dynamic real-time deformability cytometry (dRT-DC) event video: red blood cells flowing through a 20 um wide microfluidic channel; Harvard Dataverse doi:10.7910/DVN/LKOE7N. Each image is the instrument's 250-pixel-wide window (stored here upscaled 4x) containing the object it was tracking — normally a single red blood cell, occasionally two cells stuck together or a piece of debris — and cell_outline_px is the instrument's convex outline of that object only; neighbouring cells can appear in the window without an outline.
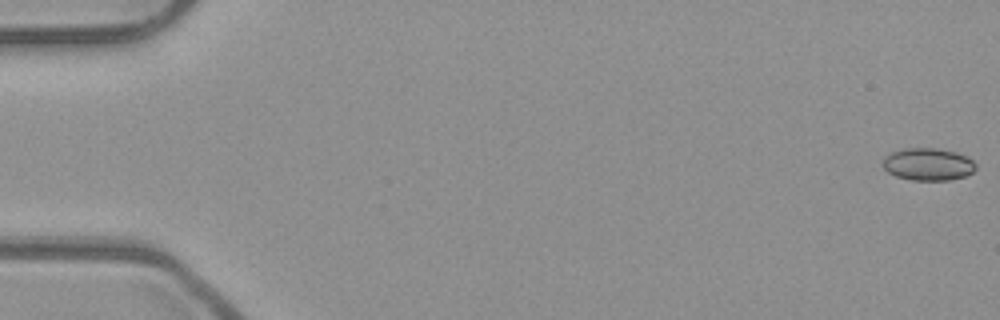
{"species": "common noctule bat (a hibernating species)", "species_latin": "Nyctalus noctula", "temperature_condition": "room temperature", "stored_images_in_passage": 53, "camera_frame_rate_fps": 3000, "um_per_image_px": 0.085, "animal": {"sex": "male", "body_mass_g": 23.1, "forearm_length_mm": 52.7}, "frame": {"image": 1, "passage_image": 1, "time_ms": 0.0, "image_size_px": [1000, 320], "cell_outline_px": [[976, 168], [972, 172], [964, 176], [948, 180], [912, 180], [896, 176], [888, 172], [884, 168], [880, 160], [884, 156], [892, 152], [904, 148], [936, 148], [956, 152], [968, 156], [976, 164]], "centroid_in_image_um": [78.86, 13.95], "position_along_channel_um": 6.1, "area_um2": 17.69}}
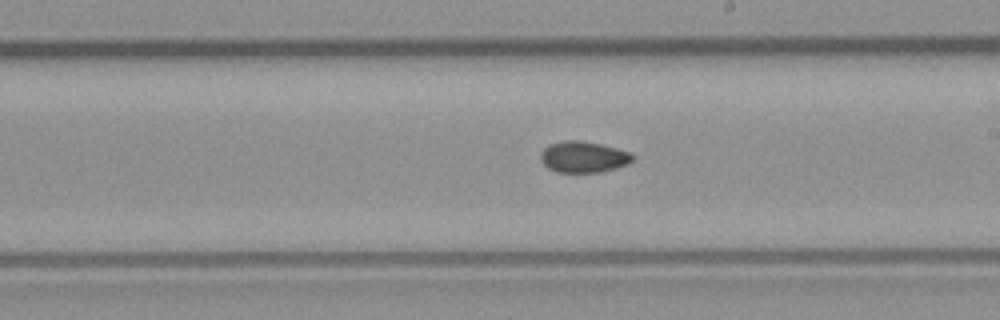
{"frame": {"image": 2, "passage_image": 31, "time_ms": 10.0, "image_size_px": [1000, 320], "cell_outline_px": [[636, 156], [628, 164], [616, 168], [600, 172], [556, 172], [548, 168], [540, 160], [540, 152], [548, 144], [564, 140], [580, 140], [600, 144], [632, 152]], "centroid_in_image_um": [49.59, 13.33], "position_along_channel_um": 239.4, "area_um2": 16.94}}
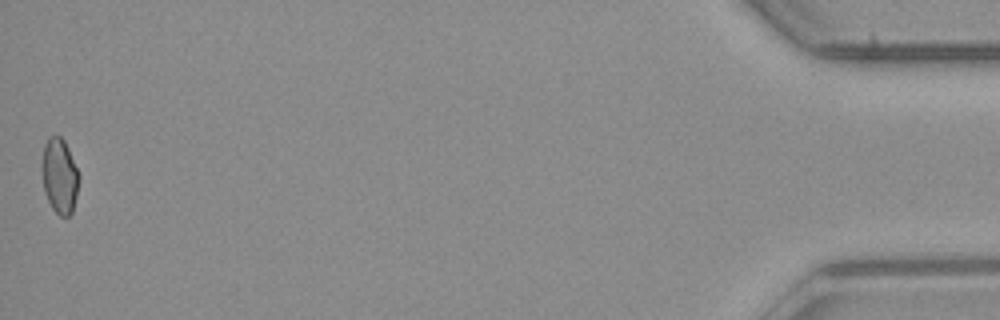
{"frame": {"image": 3, "passage_image": 53, "time_ms": 17.333, "image_size_px": [1000, 320], "cell_outline_px": [[80, 176], [76, 196], [72, 212], [68, 216], [60, 216], [52, 208], [44, 192], [40, 168], [40, 164], [44, 144], [48, 136], [60, 136], [64, 140], [68, 148]], "centroid_in_image_um": [5.03, 14.93], "position_along_channel_um": 430.2, "area_um2": 16.47}, "authors_computed_cell_mechanics": {"area_um2": 16.762, "velocity_mm_per_s": 3.9725, "shape_relaxation_time_tau1_ms": null, "shape_relaxation_time_tau2_ms": 5.4826, "deformation_change_tau1": null, "deformation_change_tau2": 0.0816}}